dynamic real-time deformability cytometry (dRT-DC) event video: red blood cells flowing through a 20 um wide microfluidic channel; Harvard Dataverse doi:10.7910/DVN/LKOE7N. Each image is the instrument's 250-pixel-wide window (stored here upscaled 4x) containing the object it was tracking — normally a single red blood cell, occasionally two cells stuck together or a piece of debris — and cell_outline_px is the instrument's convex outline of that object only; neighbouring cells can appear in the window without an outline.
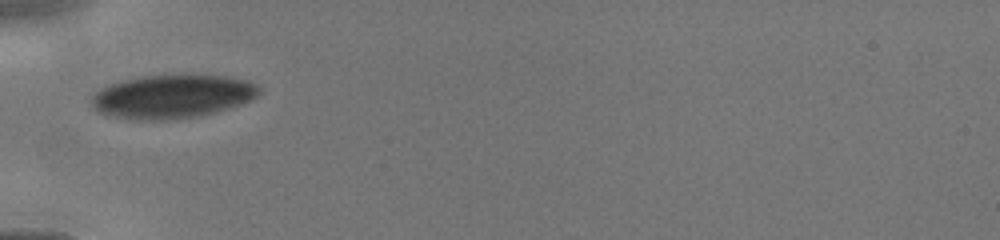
{"species": "human", "species_latin": "Homo sapiens", "temperature_condition": "cold", "stored_images_in_passage": 15, "camera_frame_rate_fps": 3000, "um_per_image_px": 0.085, "donor": {"sex": "male"}, "frame": {"image": 1, "passage_image": 1, "time_ms": 0.0, "image_size_px": [1000, 240], "cell_outline_px": [[260, 92], [252, 100], [216, 112], [196, 116], [164, 120], [140, 120], [116, 116], [100, 112], [92, 104], [92, 96], [100, 88], [108, 84], [140, 76], [188, 72], [224, 76], [248, 80], [256, 84], [260, 88]], "centroid_in_image_um": [14.69, 8.15], "position_along_channel_um": 70.3, "area_um2": 43.12}}
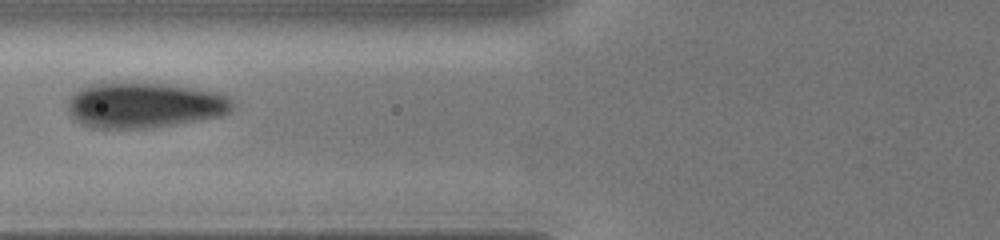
{"frame": {"image": 2, "passage_image": 8, "time_ms": 1.0, "image_size_px": [1000, 240], "cell_outline_px": [[232, 108], [228, 112], [220, 116], [172, 124], [144, 128], [92, 128], [80, 124], [72, 120], [68, 112], [68, 100], [80, 88], [92, 84], [112, 80], [164, 84], [196, 88], [220, 92], [228, 96], [232, 100]], "centroid_in_image_um": [12.2, 8.91], "position_along_channel_um": 113.6, "area_um2": 44.27}}
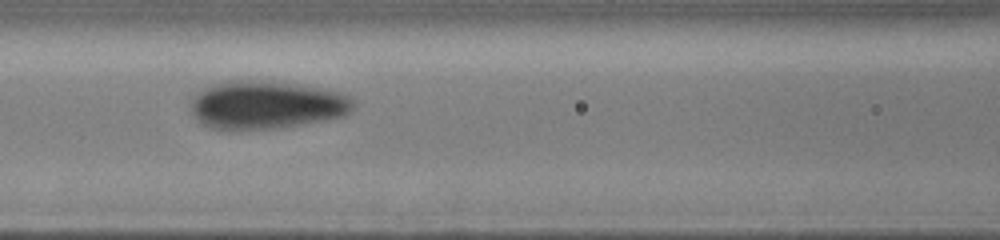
{"frame": {"image": 3, "passage_image": 12, "time_ms": 1.667, "image_size_px": [1000, 240], "cell_outline_px": [[352, 112], [344, 116], [276, 128], [228, 132], [212, 128], [196, 120], [192, 112], [192, 96], [196, 92], [204, 88], [228, 80], [252, 80], [288, 84], [316, 88], [336, 92], [348, 96], [352, 100]], "centroid_in_image_um": [22.54, 8.95], "position_along_channel_um": 144.1, "area_um2": 45.26}}